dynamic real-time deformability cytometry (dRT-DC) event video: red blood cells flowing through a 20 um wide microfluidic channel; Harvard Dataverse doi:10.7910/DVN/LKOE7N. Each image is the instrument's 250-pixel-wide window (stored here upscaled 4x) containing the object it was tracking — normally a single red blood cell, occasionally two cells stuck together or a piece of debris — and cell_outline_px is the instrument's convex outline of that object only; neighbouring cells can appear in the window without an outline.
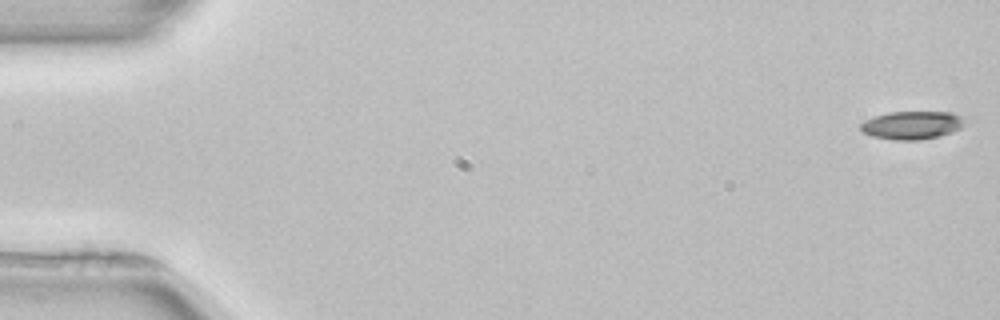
{"species": "common noctule bat (a hibernating species)", "species_latin": "Nyctalus noctula", "temperature_condition": "room temperature", "stored_images_in_passage": 13, "camera_frame_rate_fps": 3000, "um_per_image_px": 0.085, "animal": {"sex": "female", "body_mass_g": 22.7, "forearm_length_mm": 54.2}, "frame": {"image": 1, "passage_image": 1, "time_ms": 0.0, "image_size_px": [1000, 320], "cell_outline_px": [[964, 124], [960, 128], [952, 132], [940, 136], [920, 140], [892, 140], [872, 136], [860, 132], [860, 124], [864, 120], [888, 112], [952, 112], [960, 116], [964, 120]], "centroid_in_image_um": [77.48, 10.65], "position_along_channel_um": 7.5, "area_um2": 17.17}}